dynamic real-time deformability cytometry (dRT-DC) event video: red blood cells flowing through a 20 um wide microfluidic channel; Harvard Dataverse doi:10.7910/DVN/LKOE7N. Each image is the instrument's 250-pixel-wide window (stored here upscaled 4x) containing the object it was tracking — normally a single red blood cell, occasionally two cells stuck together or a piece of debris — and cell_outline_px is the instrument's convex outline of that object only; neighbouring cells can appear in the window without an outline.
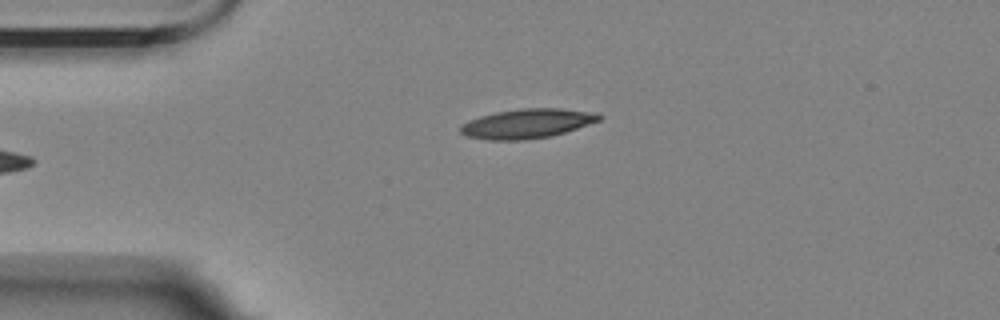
{"species": "Egyptian fruit bat (a non-hibernating species)", "species_latin": "Rousettus aegyptiacus", "temperature_condition": "room temperature", "stored_images_in_passage": 3, "camera_frame_rate_fps": 3000, "um_per_image_px": 0.085, "animal": {"sex": "female"}, "frame": {"image": 1, "passage_image": 3, "time_ms": 2.333, "image_size_px": [1000, 320], "cell_outline_px": [[604, 116], [600, 120], [552, 136], [524, 140], [488, 140], [464, 136], [460, 132], [460, 128], [468, 120], [480, 116], [496, 112], [520, 108], [560, 108], [592, 112]], "centroid_in_image_um": [44.78, 10.5], "position_along_channel_um": 40.2, "area_um2": 23.76}}